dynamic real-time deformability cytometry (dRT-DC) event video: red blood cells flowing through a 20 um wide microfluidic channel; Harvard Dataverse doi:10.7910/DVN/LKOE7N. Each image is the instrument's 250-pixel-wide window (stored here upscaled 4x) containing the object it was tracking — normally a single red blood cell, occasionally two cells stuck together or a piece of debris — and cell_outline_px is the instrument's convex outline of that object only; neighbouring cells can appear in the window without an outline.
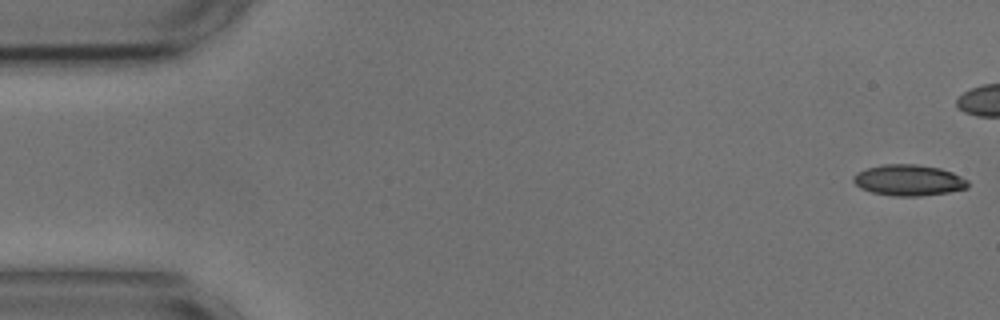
{"species": "common noctule bat (a hibernating species)", "species_latin": "Nyctalus noctula", "temperature_condition": "cold", "stored_images_in_passage": 16, "camera_frame_rate_fps": 3000, "um_per_image_px": 0.085, "animal": {"sex": "male", "body_mass_g": 17.9, "forearm_length_mm": 54.2}, "frame": {"image": 1, "passage_image": 1, "time_ms": 0.0, "image_size_px": [1000, 320], "cell_outline_px": [[968, 188], [948, 192], [920, 196], [892, 196], [872, 192], [860, 188], [852, 180], [852, 176], [856, 172], [868, 168], [884, 164], [916, 164], [940, 168], [952, 172], [968, 180]], "centroid_in_image_um": [77.22, 15.32], "position_along_channel_um": 7.8, "area_um2": 20.75}}